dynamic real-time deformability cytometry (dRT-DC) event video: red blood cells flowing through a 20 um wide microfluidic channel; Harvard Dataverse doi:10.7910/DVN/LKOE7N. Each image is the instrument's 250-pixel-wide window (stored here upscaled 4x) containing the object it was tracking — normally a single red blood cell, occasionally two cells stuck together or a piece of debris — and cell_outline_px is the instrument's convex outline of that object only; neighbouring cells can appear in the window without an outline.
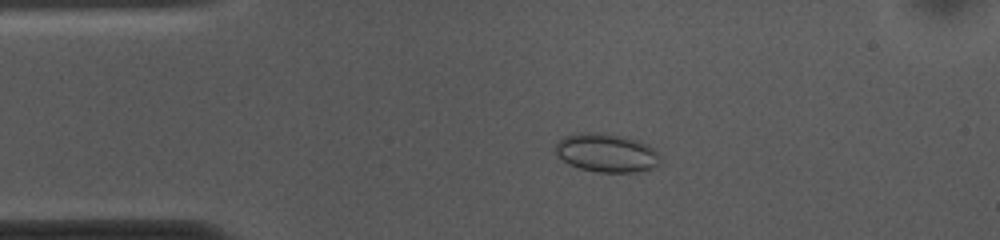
{"species": "common noctule bat (a hibernating species)", "species_latin": "Nyctalus noctula", "temperature_condition": "cold", "stored_images_in_passage": 53, "camera_frame_rate_fps": 3000, "um_per_image_px": 0.085, "animal": {"sex": "female", "body_mass_g": 10.0, "forearm_length_mm": 53.1}, "frame": {"image": 1, "passage_image": 10, "time_ms": 3.0, "image_size_px": [1000, 240], "cell_outline_px": [[660, 164], [652, 168], [636, 172], [596, 172], [580, 168], [568, 164], [552, 148], [564, 136], [580, 132], [596, 132], [620, 136], [636, 140], [648, 144], [656, 148], [660, 156]], "centroid_in_image_um": [51.57, 12.99], "position_along_channel_um": 33.4, "area_um2": 23.64}}
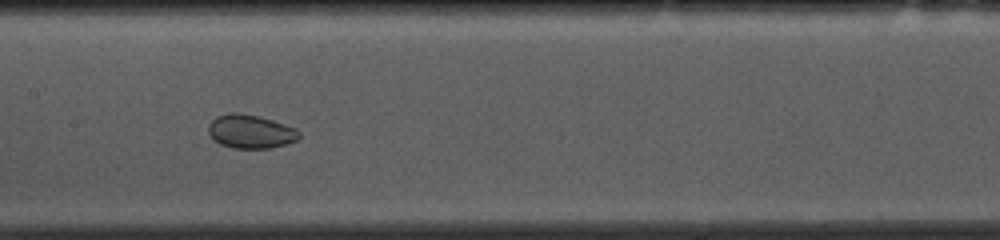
{"frame": {"image": 2, "passage_image": 25, "time_ms": 8.0, "image_size_px": [1000, 240], "cell_outline_px": [[300, 140], [272, 148], [232, 148], [220, 144], [212, 140], [208, 132], [208, 124], [216, 116], [228, 112], [240, 112], [272, 120], [296, 128], [300, 132]], "centroid_in_image_um": [21.28, 11.18], "position_along_channel_um": 186.1, "area_um2": 18.09}}
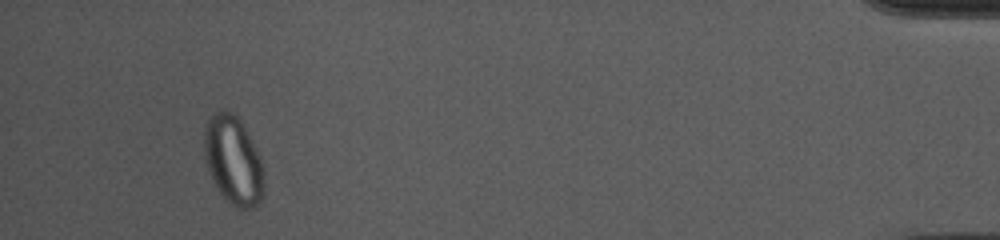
{"frame": {"image": 3, "passage_image": 50, "time_ms": 16.333, "image_size_px": [1000, 240], "cell_outline_px": [[264, 196], [252, 208], [240, 208], [232, 204], [216, 188], [212, 180], [204, 156], [204, 132], [208, 120], [216, 112], [232, 112], [240, 120], [252, 140], [256, 148], [264, 172]], "centroid_in_image_um": [19.84, 13.65], "position_along_channel_um": 415.4, "area_um2": 30.46}}